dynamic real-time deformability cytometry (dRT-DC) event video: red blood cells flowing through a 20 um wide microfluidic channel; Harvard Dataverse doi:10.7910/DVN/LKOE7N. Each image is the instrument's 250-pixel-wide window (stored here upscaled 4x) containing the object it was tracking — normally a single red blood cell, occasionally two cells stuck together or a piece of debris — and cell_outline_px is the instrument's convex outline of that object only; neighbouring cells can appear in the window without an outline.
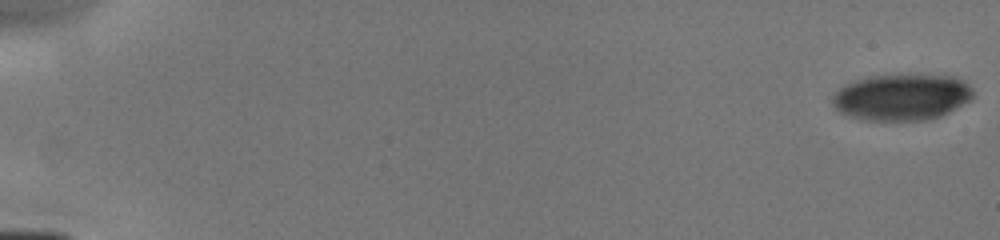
{"species": "human", "species_latin": "Homo sapiens", "temperature_condition": "cold", "stored_images_in_passage": 9, "camera_frame_rate_fps": 3000, "um_per_image_px": 0.085, "donor": {"sex": "male"}, "frame": {"image": 1, "passage_image": 1, "time_ms": 0.0, "image_size_px": [1000, 240], "cell_outline_px": [[972, 100], [940, 116], [928, 120], [864, 120], [848, 116], [840, 112], [832, 104], [832, 96], [844, 84], [868, 76], [912, 72], [956, 76], [964, 80], [972, 88]], "centroid_in_image_um": [76.67, 8.21], "position_along_channel_um": 8.3, "area_um2": 39.07}}
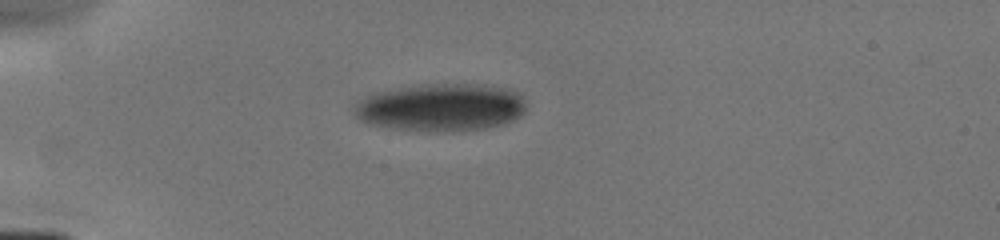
{"frame": {"image": 2, "passage_image": 6, "time_ms": 4.667, "image_size_px": [1000, 240], "cell_outline_px": [[528, 104], [524, 112], [520, 116], [512, 120], [500, 124], [484, 128], [388, 128], [368, 124], [360, 120], [352, 112], [352, 108], [360, 100], [376, 92], [420, 84], [484, 84], [508, 88], [520, 92]], "centroid_in_image_um": [37.51, 9.06], "position_along_channel_um": 47.5, "area_um2": 46.82}}
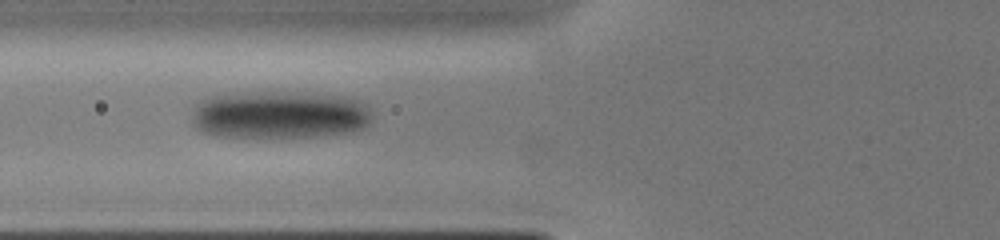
{"frame": {"image": 3, "passage_image": 8, "time_ms": 6.667, "image_size_px": [1000, 240], "cell_outline_px": [[372, 120], [364, 128], [344, 132], [316, 136], [212, 136], [196, 128], [192, 124], [192, 120], [196, 104], [200, 100], [212, 96], [252, 92], [284, 92], [344, 96], [368, 104], [372, 116]], "centroid_in_image_um": [23.76, 9.75], "position_along_channel_um": 102.0, "area_um2": 49.77}}